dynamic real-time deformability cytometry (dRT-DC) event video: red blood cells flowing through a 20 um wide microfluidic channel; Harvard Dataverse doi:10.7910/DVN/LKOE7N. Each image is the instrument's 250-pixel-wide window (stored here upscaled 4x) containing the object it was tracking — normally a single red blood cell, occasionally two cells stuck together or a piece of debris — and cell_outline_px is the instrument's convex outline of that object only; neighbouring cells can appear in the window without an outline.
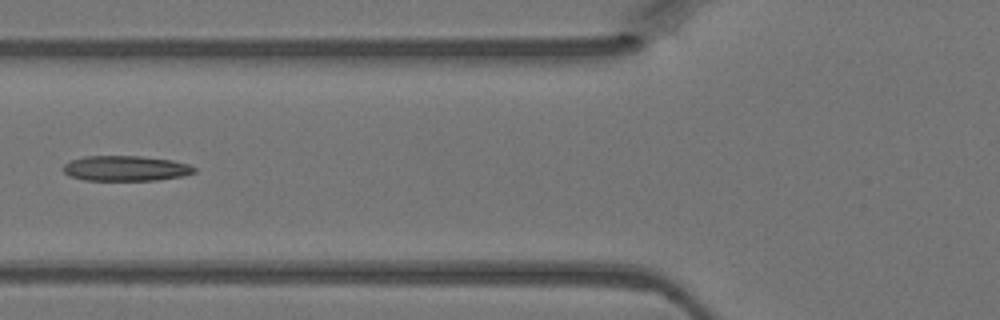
{"species": "Egyptian fruit bat (a non-hibernating species)", "species_latin": "Rousettus aegyptiacus", "temperature_condition": "warm", "stored_images_in_passage": 5, "camera_frame_rate_fps": 3000, "um_per_image_px": 0.085, "animal": {"sex": "female"}, "frame": {"image": 1, "passage_image": 5, "time_ms": 1.333, "image_size_px": [1000, 320], "cell_outline_px": [[196, 172], [184, 176], [156, 180], [84, 180], [68, 176], [64, 172], [64, 164], [72, 160], [84, 156], [140, 156], [172, 160], [188, 164], [196, 168]], "centroid_in_image_um": [10.7, 14.31], "position_along_channel_um": 115.1, "area_um2": 19.31}}